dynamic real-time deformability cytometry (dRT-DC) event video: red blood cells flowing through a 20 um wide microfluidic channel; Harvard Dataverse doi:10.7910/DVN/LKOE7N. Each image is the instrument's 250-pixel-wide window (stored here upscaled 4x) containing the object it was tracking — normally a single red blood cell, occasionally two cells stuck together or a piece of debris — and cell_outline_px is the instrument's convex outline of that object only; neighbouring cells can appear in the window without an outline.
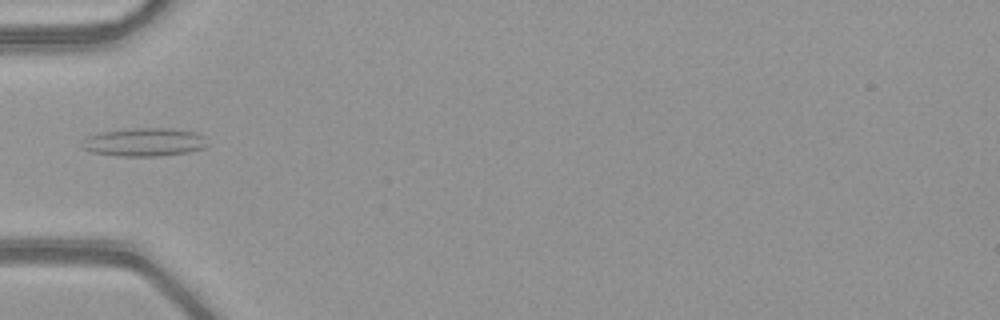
{"species": "common noctule bat (a hibernating species)", "species_latin": "Nyctalus noctula", "temperature_condition": "warm", "stored_images_in_passage": 34, "camera_frame_rate_fps": 3000, "um_per_image_px": 0.085, "animal": {"sex": "female", "body_mass_g": 21.9}, "frame": {"image": 1, "passage_image": 1, "time_ms": 0.0, "image_size_px": [1000, 320], "cell_outline_px": [[208, 144], [204, 148], [188, 152], [160, 156], [116, 156], [92, 152], [80, 148], [80, 144], [88, 136], [100, 132], [132, 128], [172, 128], [196, 132], [204, 136]], "centroid_in_image_um": [12.26, 12.08], "position_along_channel_um": 72.7, "area_um2": 20.92}}
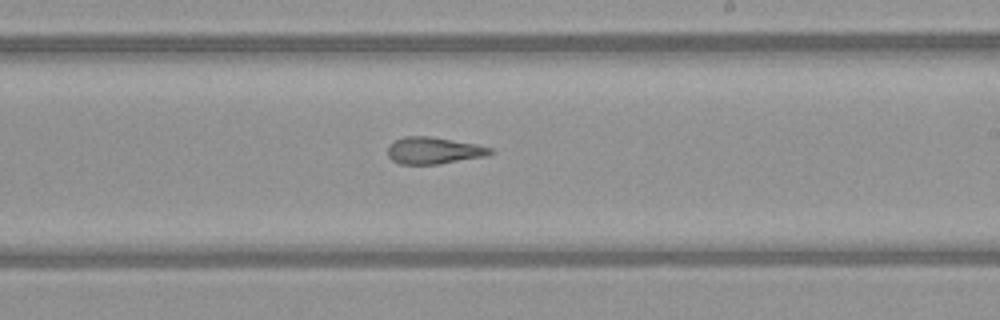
{"frame": {"image": 2, "passage_image": 14, "time_ms": 4.333, "image_size_px": [1000, 320], "cell_outline_px": [[496, 152], [488, 156], [436, 164], [400, 164], [392, 160], [388, 156], [388, 144], [392, 140], [404, 136], [432, 136], [476, 144], [492, 148]], "centroid_in_image_um": [36.86, 12.78], "position_along_channel_um": 252.1, "area_um2": 16.3}}
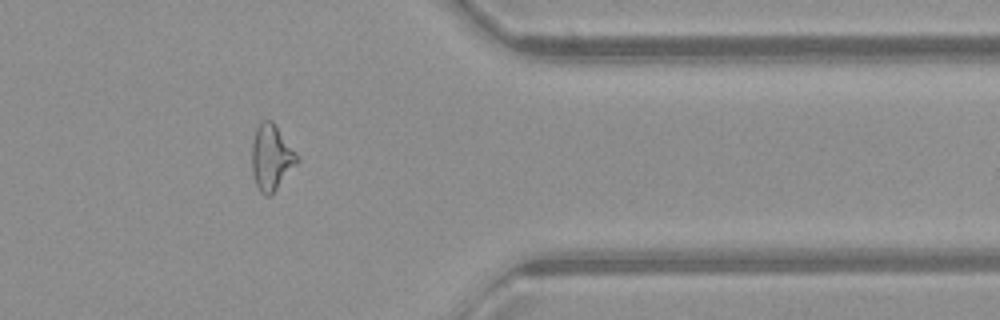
{"frame": {"image": 3, "passage_image": 25, "time_ms": 8.0, "image_size_px": [1000, 320], "cell_outline_px": [[300, 160], [276, 188], [268, 196], [264, 196], [260, 192], [256, 184], [252, 172], [252, 144], [256, 128], [260, 120], [272, 120], [276, 124], [300, 156]], "centroid_in_image_um": [23.08, 13.33], "position_along_channel_um": 388.3, "area_um2": 17.4}, "authors_computed_cell_mechanics": {"area_um2": 16.762, "velocity_mm_per_s": 4.1054, "shape_relaxation_time_tau1_ms": null, "shape_relaxation_time_tau2_ms": 2.3927, "deformation_change_tau1": null, "deformation_change_tau2": 0.1325}}